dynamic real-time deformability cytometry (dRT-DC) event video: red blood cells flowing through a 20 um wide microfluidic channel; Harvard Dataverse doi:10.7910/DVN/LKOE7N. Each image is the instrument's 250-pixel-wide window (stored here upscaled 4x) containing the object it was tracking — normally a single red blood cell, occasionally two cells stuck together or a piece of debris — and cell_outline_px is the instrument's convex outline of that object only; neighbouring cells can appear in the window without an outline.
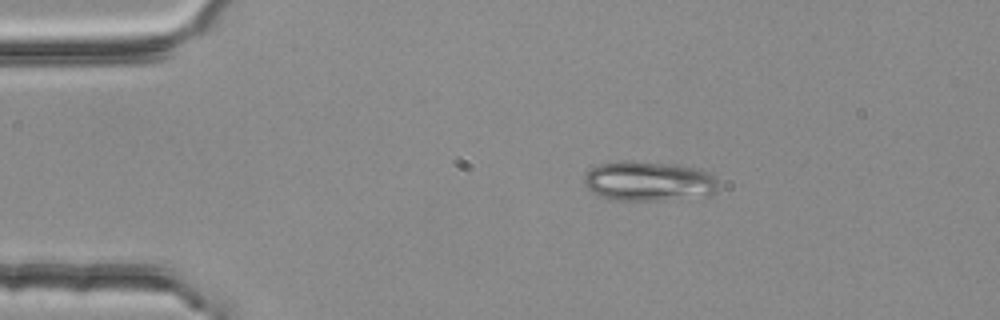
{"species": "common noctule bat (a hibernating species)", "species_latin": "Nyctalus noctula", "temperature_condition": "room temperature", "stored_images_in_passage": 1, "camera_frame_rate_fps": 3000, "um_per_image_px": 0.085, "animal": {"sex": "female", "body_mass_g": 25.1}, "frame": {"image": 1, "passage_image": 1, "time_ms": 0.0, "image_size_px": [1000, 320], "cell_outline_px": [[716, 188], [708, 196], [656, 200], [616, 200], [600, 196], [592, 192], [584, 184], [584, 176], [592, 168], [600, 164], [620, 160], [632, 160], [676, 164], [700, 168], [708, 172], [716, 180]], "centroid_in_image_um": [55.12, 15.38], "position_along_channel_um": 29.9, "area_um2": 31.15}}